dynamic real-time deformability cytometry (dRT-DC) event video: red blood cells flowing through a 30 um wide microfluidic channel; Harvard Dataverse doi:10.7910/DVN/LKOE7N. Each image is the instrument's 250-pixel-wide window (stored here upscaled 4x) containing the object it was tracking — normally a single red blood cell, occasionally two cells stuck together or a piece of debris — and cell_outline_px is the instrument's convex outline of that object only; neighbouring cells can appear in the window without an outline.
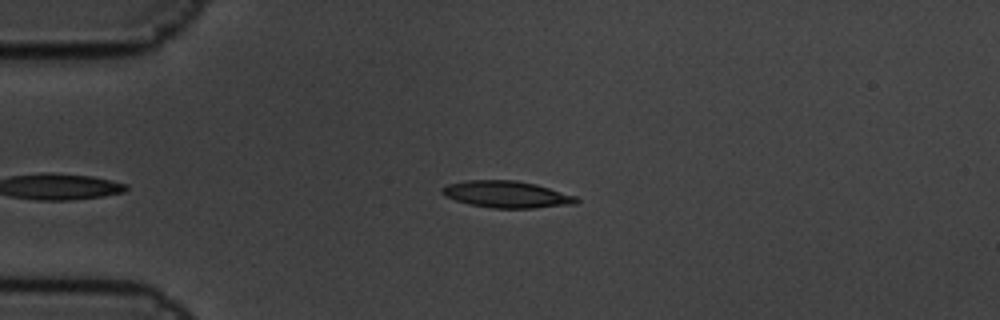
{"species": "common noctule bat (a hibernating species)", "species_latin": "Nyctalus noctula", "temperature_condition": "cold", "stored_images_in_passage": 5, "camera_frame_rate_fps": 3000, "um_per_image_px": 0.085, "animal": {"sex": "male", "body_mass_g": 19.5, "forearm_length_mm": 54.6}, "frame": {"image": 1, "passage_image": 5, "time_ms": 1.333, "image_size_px": [1000, 320], "cell_outline_px": [[580, 200], [576, 204], [536, 208], [492, 208], [468, 204], [444, 196], [440, 192], [440, 188], [448, 184], [468, 180], [516, 180], [536, 184], [576, 196]], "centroid_in_image_um": [43.06, 16.52], "position_along_channel_um": 41.9, "area_um2": 21.1}}